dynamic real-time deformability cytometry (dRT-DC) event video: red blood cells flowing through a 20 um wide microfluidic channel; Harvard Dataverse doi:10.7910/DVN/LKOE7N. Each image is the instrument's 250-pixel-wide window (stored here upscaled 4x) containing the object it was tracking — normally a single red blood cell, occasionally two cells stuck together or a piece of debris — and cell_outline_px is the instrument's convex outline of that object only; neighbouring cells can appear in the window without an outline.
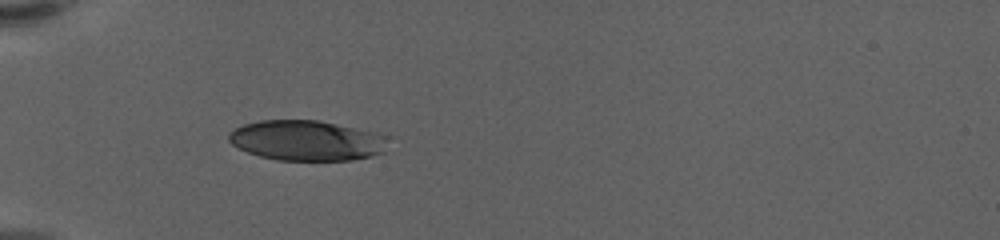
{"species": "human", "species_latin": "Homo sapiens", "temperature_condition": "warm", "stored_images_in_passage": 40, "camera_frame_rate_fps": 3000, "um_per_image_px": 0.085, "donor": {"sex": "female"}, "frame": {"image": 1, "passage_image": 1, "time_ms": 0.0, "image_size_px": [1000, 240], "cell_outline_px": [[388, 136], [384, 152], [372, 156], [352, 160], [276, 160], [260, 156], [248, 152], [232, 144], [228, 140], [228, 132], [244, 124], [260, 120], [320, 120], [372, 132]], "centroid_in_image_um": [26.05, 11.94], "position_along_channel_um": 58.9, "area_um2": 37.28}}
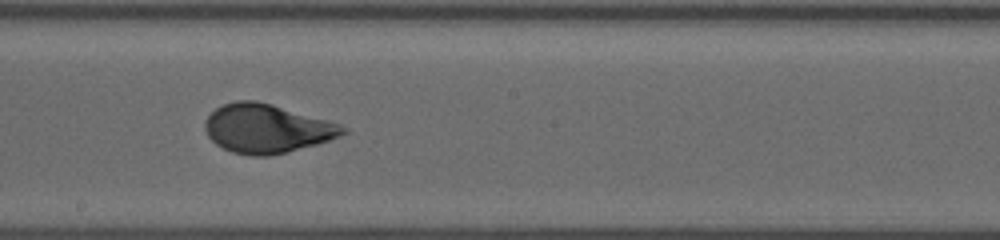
{"frame": {"image": 2, "passage_image": 16, "time_ms": 5.0, "image_size_px": [1000, 240], "cell_outline_px": [[348, 132], [340, 136], [316, 144], [288, 152], [268, 156], [252, 156], [232, 152], [216, 144], [208, 136], [204, 128], [204, 124], [208, 116], [216, 108], [224, 104], [236, 100], [256, 100], [272, 104], [340, 124], [348, 128]], "centroid_in_image_um": [22.67, 10.93], "position_along_channel_um": 225.5, "area_um2": 39.07}}
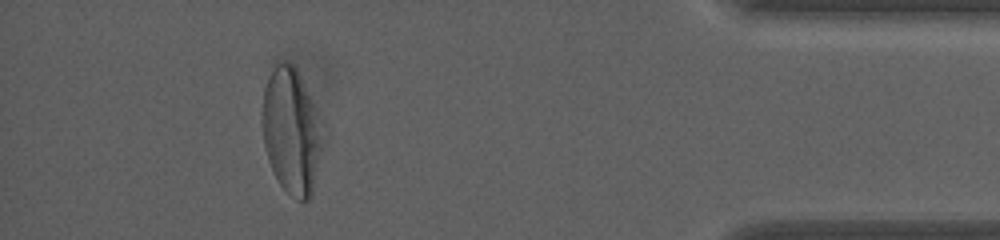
{"frame": {"image": 3, "passage_image": 35, "time_ms": 11.333, "image_size_px": [1000, 240], "cell_outline_px": [[328, 140], [312, 196], [308, 200], [300, 200], [292, 196], [280, 184], [268, 160], [264, 144], [260, 120], [264, 88], [268, 76], [276, 64], [284, 60], [288, 60], [296, 68], [324, 120], [328, 128]], "centroid_in_image_um": [24.87, 11.14], "position_along_channel_um": 410.3, "area_um2": 46.7}, "authors_computed_cell_mechanics": {"area_um2": 39.5641, "velocity_mm_per_s": 3.5853, "shape_relaxation_time_tau1_ms": 3.5768, "shape_relaxation_time_tau2_ms": null, "deformation_change_tau1": 0.1748, "deformation_change_tau2": null}}